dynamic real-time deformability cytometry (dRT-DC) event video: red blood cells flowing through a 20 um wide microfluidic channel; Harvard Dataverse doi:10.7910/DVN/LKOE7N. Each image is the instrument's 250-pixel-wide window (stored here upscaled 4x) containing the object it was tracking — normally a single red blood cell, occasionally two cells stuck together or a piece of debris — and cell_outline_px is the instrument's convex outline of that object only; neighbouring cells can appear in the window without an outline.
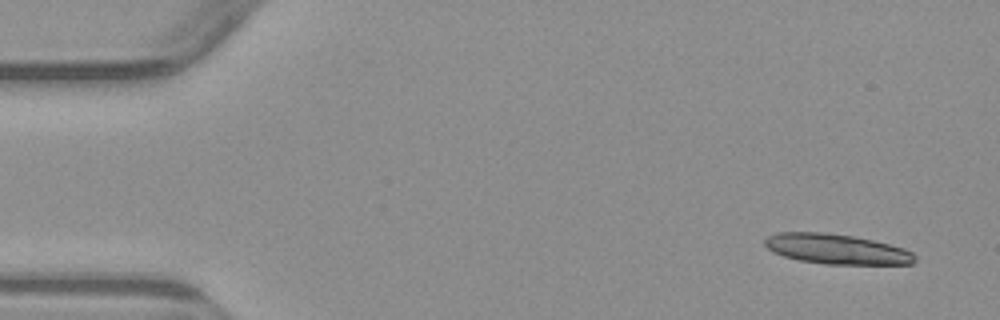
{"species": "common noctule bat (a hibernating species)", "species_latin": "Nyctalus noctula", "temperature_condition": "warm", "stored_images_in_passage": 5, "segment_of_instrument_passage": [1, 2], "camera_frame_rate_fps": 3000, "um_per_image_px": 0.085, "animal": {"sex": "male", "body_mass_g": 23.1, "forearm_length_mm": 52.7}, "frame": {"image": 1, "passage_image": 1, "time_ms": 0.0, "image_size_px": [1000, 320], "cell_outline_px": [[916, 260], [912, 264], [824, 264], [800, 260], [784, 256], [772, 252], [764, 244], [764, 240], [768, 236], [780, 232], [820, 232], [852, 236], [872, 240], [904, 248], [912, 252], [916, 256]], "centroid_in_image_um": [71.11, 21.17], "position_along_channel_um": 13.9, "area_um2": 26.13}}